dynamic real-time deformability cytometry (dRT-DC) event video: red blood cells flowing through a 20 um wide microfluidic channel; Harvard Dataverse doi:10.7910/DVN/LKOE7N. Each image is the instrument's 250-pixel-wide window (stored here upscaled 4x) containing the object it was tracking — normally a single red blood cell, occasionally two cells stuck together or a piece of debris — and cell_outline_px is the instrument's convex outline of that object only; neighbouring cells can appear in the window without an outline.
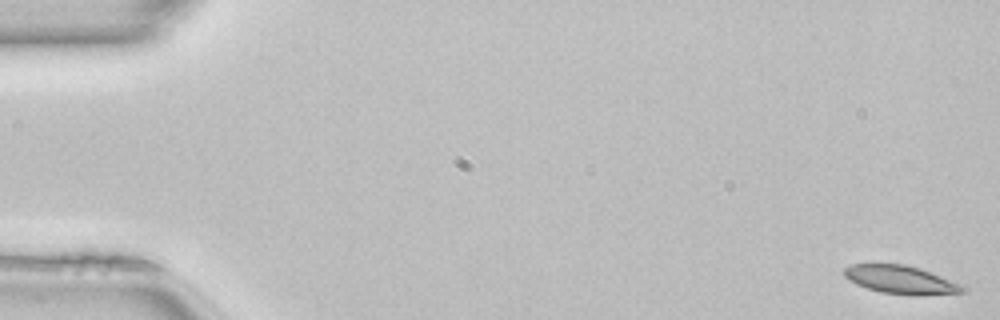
{"species": "common noctule bat (a hibernating species)", "species_latin": "Nyctalus noctula", "temperature_condition": "room temperature", "stored_images_in_passage": 50, "camera_frame_rate_fps": 3000, "um_per_image_px": 0.085, "animal": {"sex": "female", "body_mass_g": 22.7, "forearm_length_mm": 54.2}, "frame": {"image": 1, "passage_image": 1, "time_ms": 0.0, "image_size_px": [1000, 320], "cell_outline_px": [[968, 292], [916, 296], [912, 296], [880, 292], [856, 284], [848, 280], [844, 276], [844, 268], [852, 264], [872, 260], [904, 264], [920, 268], [964, 284], [968, 288]], "centroid_in_image_um": [76.57, 23.74], "position_along_channel_um": 8.4, "area_um2": 20.69}}
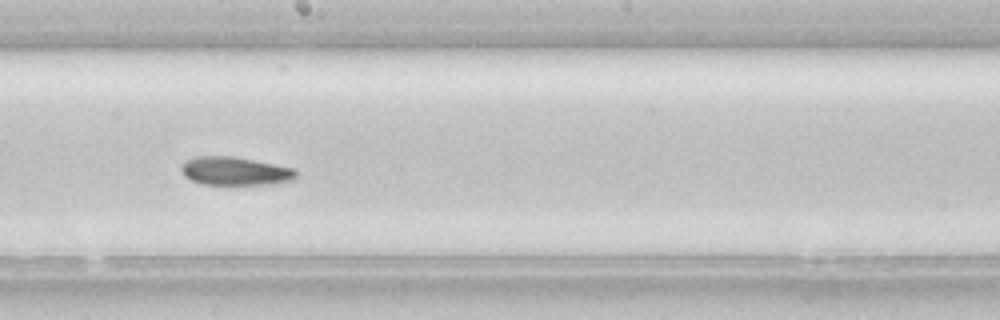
{"frame": {"image": 2, "passage_image": 28, "time_ms": 9.0, "image_size_px": [1000, 320], "cell_outline_px": [[296, 180], [268, 184], [204, 184], [192, 180], [184, 176], [180, 172], [180, 164], [184, 160], [196, 156], [232, 156], [296, 168]], "centroid_in_image_um": [19.95, 14.53], "position_along_channel_um": 228.2, "area_um2": 19.13}}
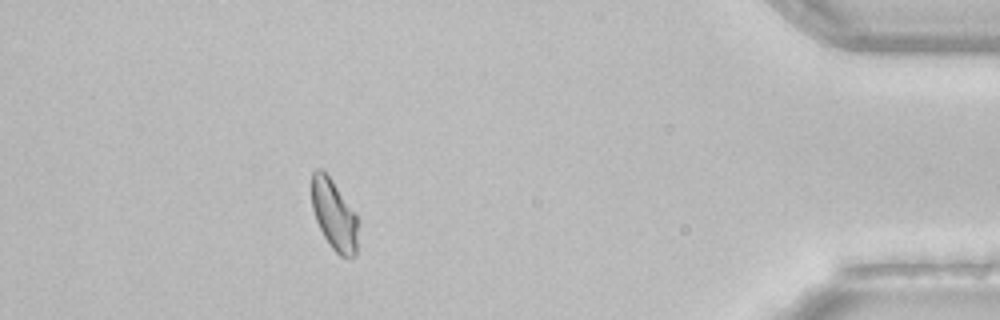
{"frame": {"image": 3, "passage_image": 45, "time_ms": 14.667, "image_size_px": [1000, 320], "cell_outline_px": [[356, 256], [352, 260], [348, 260], [340, 256], [332, 248], [324, 236], [316, 220], [312, 208], [312, 172], [316, 168], [320, 168], [332, 180], [356, 216]], "centroid_in_image_um": [28.38, 18.31], "position_along_channel_um": 406.8, "area_um2": 18.61}, "authors_computed_cell_mechanics": {"area_um2": 19.8543, "velocity_mm_per_s": 4.0865, "shape_relaxation_time_tau1_ms": null, "shape_relaxation_time_tau2_ms": 3.5459, "deformation_change_tau1": null, "deformation_change_tau2": 0.0737}}